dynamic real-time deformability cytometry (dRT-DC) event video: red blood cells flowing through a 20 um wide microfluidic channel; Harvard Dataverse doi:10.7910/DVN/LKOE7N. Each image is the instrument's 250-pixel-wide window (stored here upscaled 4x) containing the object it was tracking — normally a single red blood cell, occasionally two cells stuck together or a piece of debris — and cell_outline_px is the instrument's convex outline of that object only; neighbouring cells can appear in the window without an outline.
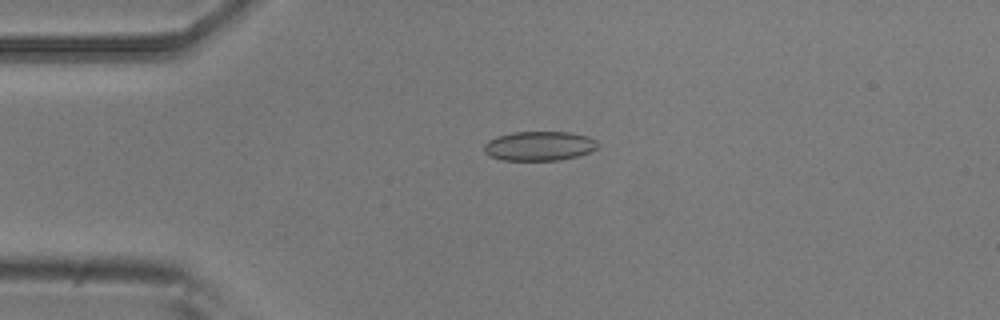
{"species": "common noctule bat (a hibernating species)", "species_latin": "Nyctalus noctula", "temperature_condition": "room temperature", "stored_images_in_passage": 5, "camera_frame_rate_fps": 3000, "um_per_image_px": 0.085, "animal": {"sex": "male", "body_mass_g": 20.5, "forearm_length_mm": 52.5}, "frame": {"image": 1, "passage_image": 4, "time_ms": 1.0, "image_size_px": [1000, 320], "cell_outline_px": [[600, 144], [596, 148], [588, 152], [576, 156], [560, 160], [500, 160], [488, 156], [484, 152], [484, 144], [488, 140], [496, 136], [512, 132], [568, 132], [588, 136], [596, 140]], "centroid_in_image_um": [45.8, 12.4], "position_along_channel_um": 39.2, "area_um2": 19.59}}